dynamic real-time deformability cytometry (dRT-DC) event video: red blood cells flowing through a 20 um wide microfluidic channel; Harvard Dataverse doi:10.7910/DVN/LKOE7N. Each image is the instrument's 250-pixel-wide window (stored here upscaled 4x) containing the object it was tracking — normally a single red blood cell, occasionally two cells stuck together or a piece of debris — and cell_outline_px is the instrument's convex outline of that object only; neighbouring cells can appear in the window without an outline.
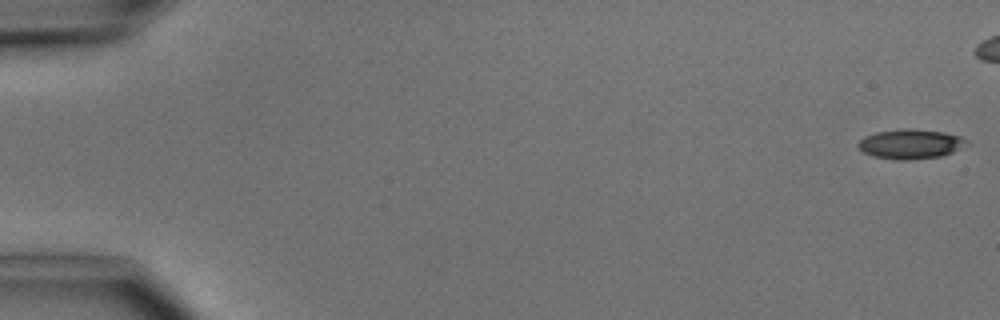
{"species": "common noctule bat (a hibernating species)", "species_latin": "Nyctalus noctula", "temperature_condition": "cold", "stored_images_in_passage": 6, "camera_frame_rate_fps": 3000, "um_per_image_px": 0.085, "animal": {"sex": "male", "body_mass_g": 15.6}, "frame": {"image": 1, "passage_image": 1, "time_ms": 0.0, "image_size_px": [1000, 320], "cell_outline_px": [[972, 144], [952, 152], [940, 156], [908, 160], [896, 160], [872, 156], [864, 152], [856, 144], [864, 136], [876, 132], [904, 128], [912, 128], [944, 132], [960, 136], [968, 140]], "centroid_in_image_um": [77.43, 12.23], "position_along_channel_um": 7.6, "area_um2": 18.96}}